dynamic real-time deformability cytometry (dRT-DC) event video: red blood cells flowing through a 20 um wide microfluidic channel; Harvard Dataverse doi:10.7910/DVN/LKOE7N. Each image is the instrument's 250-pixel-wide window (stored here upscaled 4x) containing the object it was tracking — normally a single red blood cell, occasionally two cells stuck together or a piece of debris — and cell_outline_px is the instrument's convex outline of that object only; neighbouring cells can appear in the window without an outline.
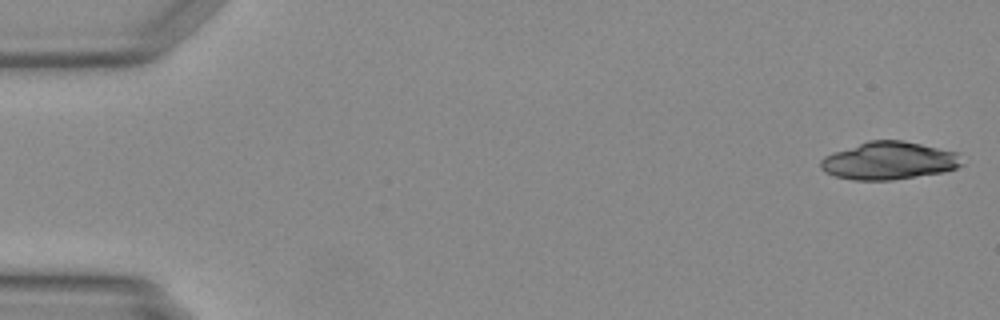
{"species": "Egyptian fruit bat (a non-hibernating species)", "species_latin": "Rousettus aegyptiacus", "temperature_condition": "warm", "stored_images_in_passage": 15, "camera_frame_rate_fps": 3000, "um_per_image_px": 0.085, "animal": {"sex": "female"}, "frame": {"image": 1, "passage_image": 1, "time_ms": 0.0, "image_size_px": [1000, 320], "cell_outline_px": [[964, 164], [956, 168], [944, 172], [892, 180], [852, 180], [836, 176], [824, 172], [820, 168], [820, 160], [824, 156], [868, 140], [900, 140], [920, 144], [956, 152]], "centroid_in_image_um": [75.54, 13.67], "position_along_channel_um": 9.5, "area_um2": 30.92}}
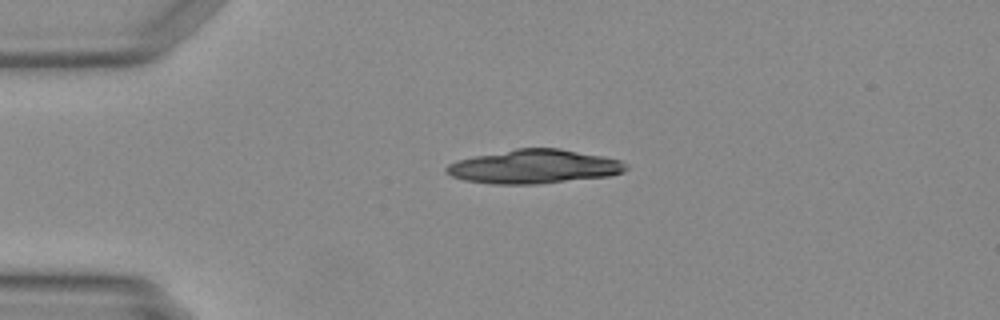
{"frame": {"image": 2, "passage_image": 11, "time_ms": 3.333, "image_size_px": [1000, 320], "cell_outline_px": [[628, 168], [624, 172], [608, 176], [536, 184], [492, 184], [464, 180], [452, 176], [444, 172], [444, 168], [448, 164], [456, 160], [516, 148], [560, 148], [604, 156], [620, 160], [628, 164]], "centroid_in_image_um": [45.4, 14.16], "position_along_channel_um": 39.6, "area_um2": 35.55}}